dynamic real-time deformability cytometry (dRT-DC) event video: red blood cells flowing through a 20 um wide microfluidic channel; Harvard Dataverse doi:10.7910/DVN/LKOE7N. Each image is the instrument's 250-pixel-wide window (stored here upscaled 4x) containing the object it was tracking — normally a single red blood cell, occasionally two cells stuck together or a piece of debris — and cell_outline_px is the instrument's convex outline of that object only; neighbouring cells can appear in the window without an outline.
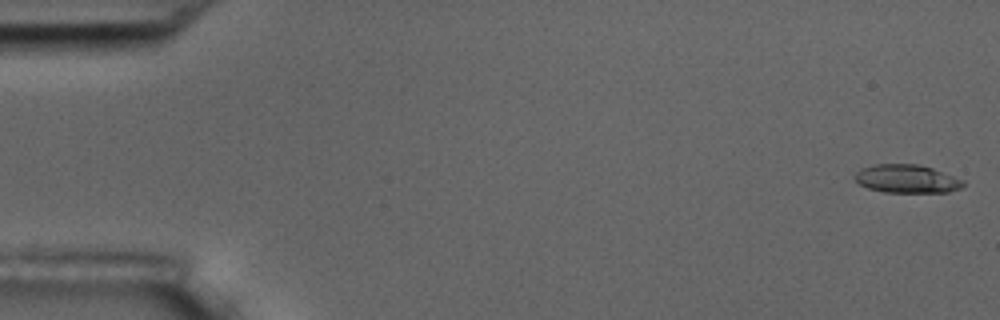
{"species": "common noctule bat (a hibernating species)", "species_latin": "Nyctalus noctula", "temperature_condition": "room temperature", "stored_images_in_passage": 13, "camera_frame_rate_fps": 3000, "um_per_image_px": 0.085, "animal": {"sex": "male", "body_mass_g": 17.5, "forearm_length_mm": 52.3}, "frame": {"image": 1, "passage_image": 1, "time_ms": 0.0, "image_size_px": [1000, 320], "cell_outline_px": [[964, 184], [960, 188], [948, 192], [884, 192], [868, 188], [860, 184], [852, 176], [860, 168], [872, 164], [916, 164], [932, 168], [964, 180]], "centroid_in_image_um": [77.04, 15.19], "position_along_channel_um": 8.0, "area_um2": 17.86}}
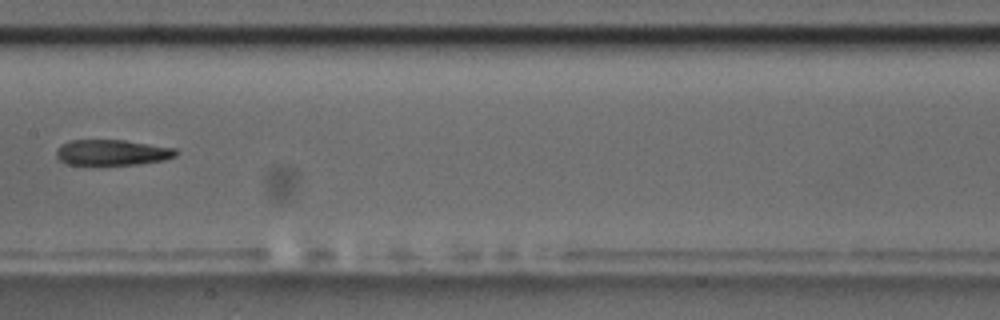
{"frame": {"image": 2, "passage_image": 8, "time_ms": 9.333, "image_size_px": [1000, 320], "cell_outline_px": [[180, 152], [176, 156], [164, 160], [140, 164], [64, 164], [56, 156], [56, 152], [60, 144], [72, 140], [124, 140], [176, 148]], "centroid_in_image_um": [9.56, 12.95], "position_along_channel_um": 197.8, "area_um2": 17.92}}
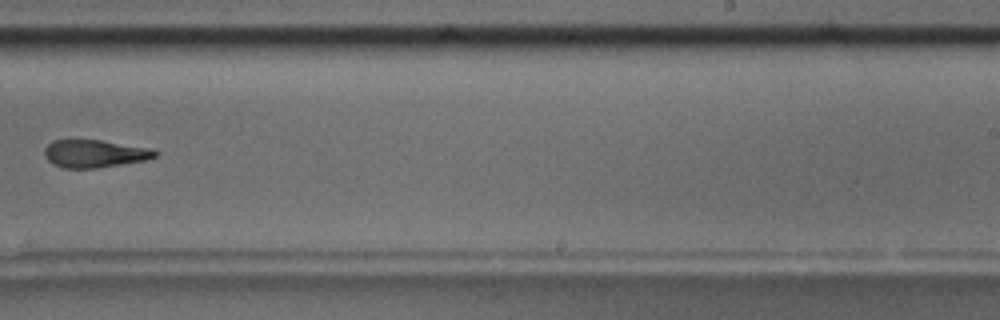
{"frame": {"image": 3, "passage_image": 10, "time_ms": 11.667, "image_size_px": [1000, 320], "cell_outline_px": [[160, 152], [156, 156], [148, 160], [96, 168], [64, 168], [52, 164], [44, 156], [44, 148], [52, 140], [68, 136], [72, 136], [156, 148]], "centroid_in_image_um": [8.03, 13.0], "position_along_channel_um": 281.0, "area_um2": 18.96}}